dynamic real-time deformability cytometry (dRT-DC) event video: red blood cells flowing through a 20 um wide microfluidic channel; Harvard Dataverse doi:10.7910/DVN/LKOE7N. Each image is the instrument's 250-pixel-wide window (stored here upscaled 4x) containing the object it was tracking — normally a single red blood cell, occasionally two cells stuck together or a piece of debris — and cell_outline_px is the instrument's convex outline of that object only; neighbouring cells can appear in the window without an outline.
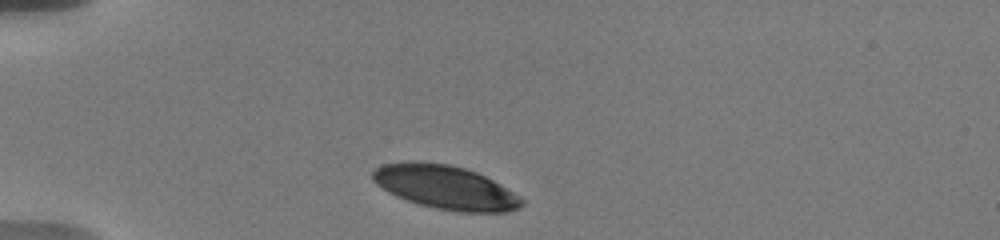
{"species": "human", "species_latin": "Homo sapiens", "temperature_condition": "warm", "stored_images_in_passage": 13, "camera_frame_rate_fps": 3000, "um_per_image_px": 0.085, "donor": {"sex": "male"}, "frame": {"image": 1, "passage_image": 1, "time_ms": 0.0, "image_size_px": [1000, 240], "cell_outline_px": [[524, 204], [520, 208], [508, 212], [460, 212], [436, 208], [420, 204], [396, 196], [388, 192], [376, 184], [372, 180], [372, 172], [376, 168], [384, 164], [448, 164], [464, 168], [476, 172], [500, 184], [520, 196], [524, 200]], "centroid_in_image_um": [37.93, 15.97], "position_along_channel_um": 47.1, "area_um2": 37.05}}
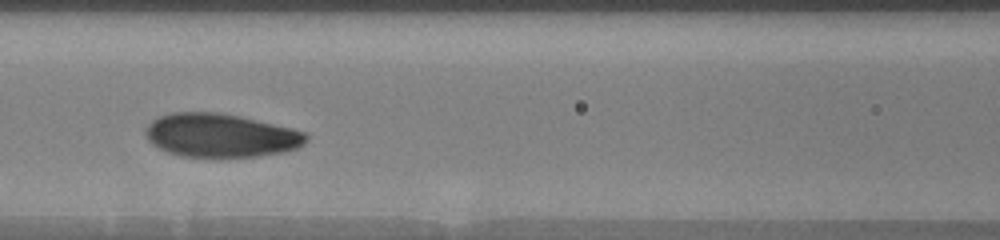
{"frame": {"image": 2, "passage_image": 8, "time_ms": 3.667, "image_size_px": [1000, 240], "cell_outline_px": [[308, 136], [304, 144], [296, 148], [284, 152], [256, 156], [180, 156], [168, 152], [152, 144], [148, 140], [144, 132], [144, 128], [152, 120], [160, 116], [172, 112], [220, 112], [292, 128], [304, 132]], "centroid_in_image_um": [18.72, 11.5], "position_along_channel_um": 147.9, "area_um2": 40.52}}
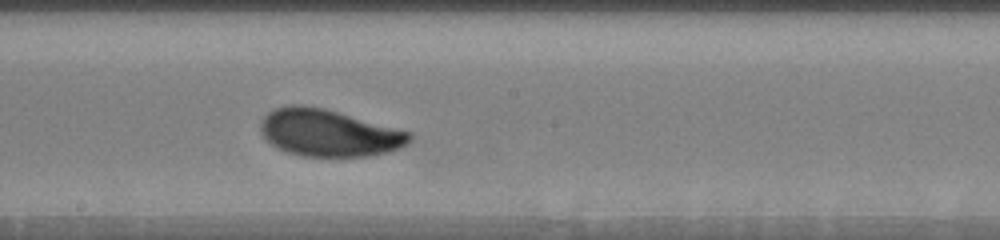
{"frame": {"image": 3, "passage_image": 13, "time_ms": 5.667, "image_size_px": [1000, 240], "cell_outline_px": [[412, 140], [408, 144], [400, 148], [388, 152], [368, 156], [304, 156], [288, 152], [276, 148], [260, 132], [260, 120], [268, 112], [276, 108], [288, 104], [304, 104], [324, 108], [412, 132]], "centroid_in_image_um": [27.95, 11.28], "position_along_channel_um": 220.3, "area_um2": 41.04}}